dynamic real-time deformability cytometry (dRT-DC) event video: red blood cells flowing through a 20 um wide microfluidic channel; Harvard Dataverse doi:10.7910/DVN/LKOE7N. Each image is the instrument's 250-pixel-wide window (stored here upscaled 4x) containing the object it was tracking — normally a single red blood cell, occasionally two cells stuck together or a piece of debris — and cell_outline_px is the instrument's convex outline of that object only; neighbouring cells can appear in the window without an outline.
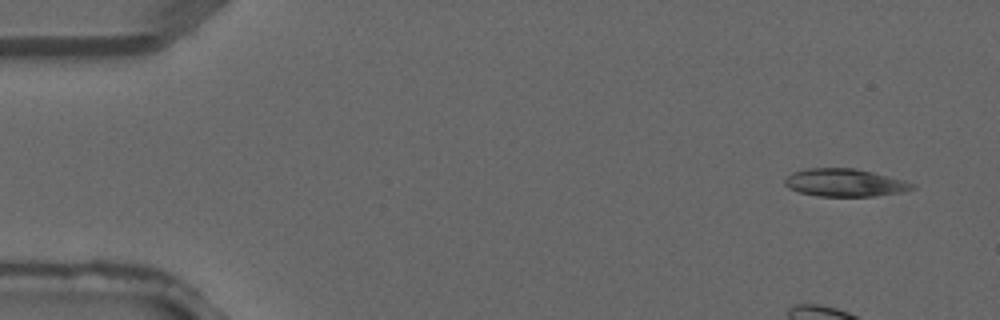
{"species": "common noctule bat (a hibernating species)", "species_latin": "Nyctalus noctula", "temperature_condition": "warm", "stored_images_in_passage": 4, "camera_frame_rate_fps": 3000, "um_per_image_px": 0.085, "animal": {"sex": "male", "forearm_length_mm": 52.5}, "frame": {"image": 1, "passage_image": 1, "time_ms": 0.0, "image_size_px": [1000, 320], "cell_outline_px": [[916, 188], [900, 192], [872, 196], [816, 196], [800, 192], [788, 188], [784, 184], [784, 180], [792, 172], [804, 168], [856, 168], [904, 180], [916, 184]], "centroid_in_image_um": [71.79, 15.52], "position_along_channel_um": 13.2, "area_um2": 20.63}}